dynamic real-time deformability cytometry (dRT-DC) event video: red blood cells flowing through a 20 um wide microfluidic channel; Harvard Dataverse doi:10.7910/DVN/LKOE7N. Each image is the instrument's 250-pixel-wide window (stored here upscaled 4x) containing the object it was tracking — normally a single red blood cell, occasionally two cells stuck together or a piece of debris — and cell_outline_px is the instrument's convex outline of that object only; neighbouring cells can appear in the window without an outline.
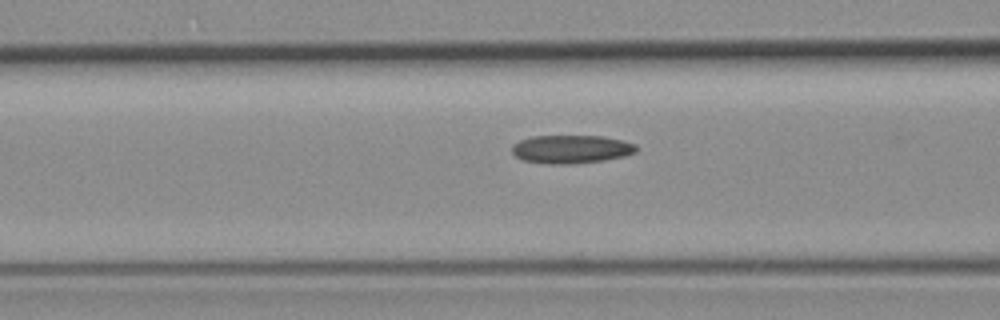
{"species": "common noctule bat (a hibernating species)", "species_latin": "Nyctalus noctula", "temperature_condition": "room temperature", "stored_images_in_passage": 27, "camera_frame_rate_fps": 3000, "um_per_image_px": 0.085, "animal": {"sex": "female", "body_mass_g": 19.3, "forearm_length_mm": 54.1}, "frame": {"image": 1, "passage_image": 15, "time_ms": 4.667, "image_size_px": [1000, 320], "cell_outline_px": [[636, 152], [624, 156], [604, 160], [572, 164], [548, 164], [524, 160], [516, 156], [512, 152], [512, 144], [520, 140], [532, 136], [604, 136], [624, 140], [636, 144]], "centroid_in_image_um": [48.56, 12.67], "position_along_channel_um": 118.0, "area_um2": 20.58}}
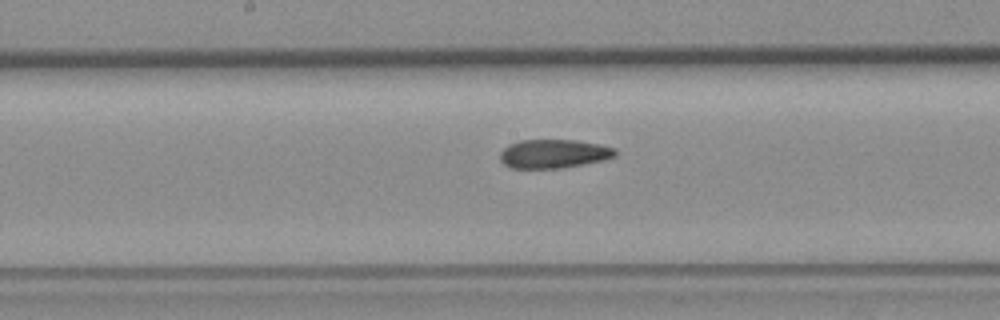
{"frame": {"image": 2, "passage_image": 22, "time_ms": 7.0, "image_size_px": [1000, 320], "cell_outline_px": [[616, 156], [604, 160], [564, 168], [512, 168], [504, 164], [500, 160], [500, 152], [508, 144], [520, 140], [576, 140], [600, 144], [616, 148]], "centroid_in_image_um": [47.08, 13.07], "position_along_channel_um": 201.1, "area_um2": 19.48}}
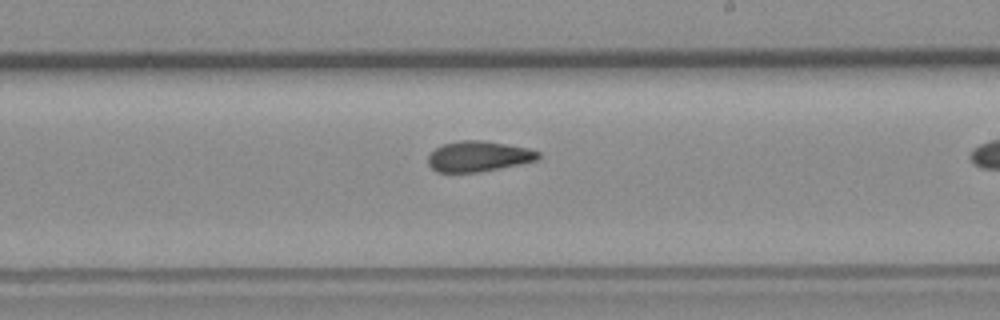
{"frame": {"image": 3, "passage_image": 26, "time_ms": 8.333, "image_size_px": [1000, 320], "cell_outline_px": [[540, 156], [536, 160], [520, 164], [480, 172], [436, 172], [428, 164], [428, 156], [436, 148], [444, 144], [460, 140], [484, 140], [528, 148], [540, 152]], "centroid_in_image_um": [40.67, 13.29], "position_along_channel_um": 248.3, "area_um2": 19.54}}